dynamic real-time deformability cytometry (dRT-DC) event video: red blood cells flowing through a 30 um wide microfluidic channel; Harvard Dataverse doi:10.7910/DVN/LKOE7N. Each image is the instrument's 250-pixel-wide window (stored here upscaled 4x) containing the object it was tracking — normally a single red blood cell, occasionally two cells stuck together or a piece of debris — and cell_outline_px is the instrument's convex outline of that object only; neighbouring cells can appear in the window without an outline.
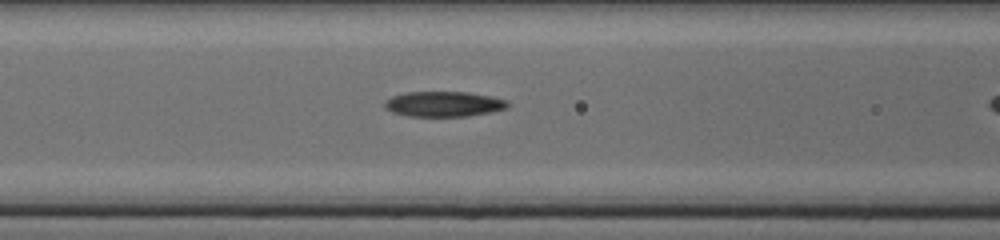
{"species": "common noctule bat (a hibernating species)", "species_latin": "Nyctalus noctula", "temperature_condition": "cold", "stored_images_in_passage": 26, "camera_frame_rate_fps": 3000, "um_per_image_px": 0.085, "animal": {"sex": "female", "body_mass_g": 17.0, "forearm_length_mm": 48.0}, "frame": {"image": 1, "passage_image": 9, "time_ms": 2.667, "image_size_px": [1000, 240], "cell_outline_px": [[508, 108], [468, 116], [408, 116], [392, 112], [384, 108], [384, 100], [392, 96], [404, 92], [468, 92], [492, 96], [508, 100]], "centroid_in_image_um": [37.69, 8.83], "position_along_channel_um": 128.9, "area_um2": 18.21}}
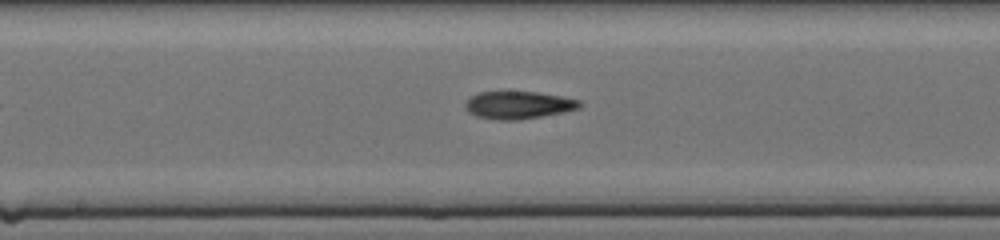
{"frame": {"image": 2, "passage_image": 14, "time_ms": 4.333, "image_size_px": [1000, 240], "cell_outline_px": [[580, 108], [564, 112], [516, 120], [500, 120], [476, 116], [468, 112], [464, 104], [472, 96], [480, 92], [536, 92], [560, 96], [580, 100]], "centroid_in_image_um": [44.06, 8.93], "position_along_channel_um": 204.1, "area_um2": 18.09}}
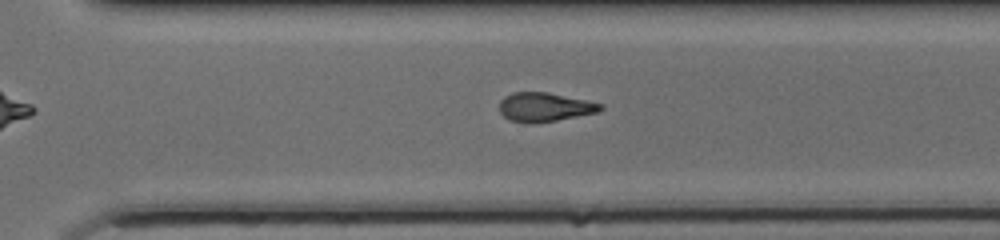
{"frame": {"image": 3, "passage_image": 22, "time_ms": 7.0, "image_size_px": [1000, 240], "cell_outline_px": [[604, 108], [600, 112], [536, 124], [524, 124], [508, 120], [500, 112], [500, 100], [504, 96], [512, 92], [544, 92], [604, 104]], "centroid_in_image_um": [46.27, 9.13], "position_along_channel_um": 324.3, "area_um2": 17.28}}